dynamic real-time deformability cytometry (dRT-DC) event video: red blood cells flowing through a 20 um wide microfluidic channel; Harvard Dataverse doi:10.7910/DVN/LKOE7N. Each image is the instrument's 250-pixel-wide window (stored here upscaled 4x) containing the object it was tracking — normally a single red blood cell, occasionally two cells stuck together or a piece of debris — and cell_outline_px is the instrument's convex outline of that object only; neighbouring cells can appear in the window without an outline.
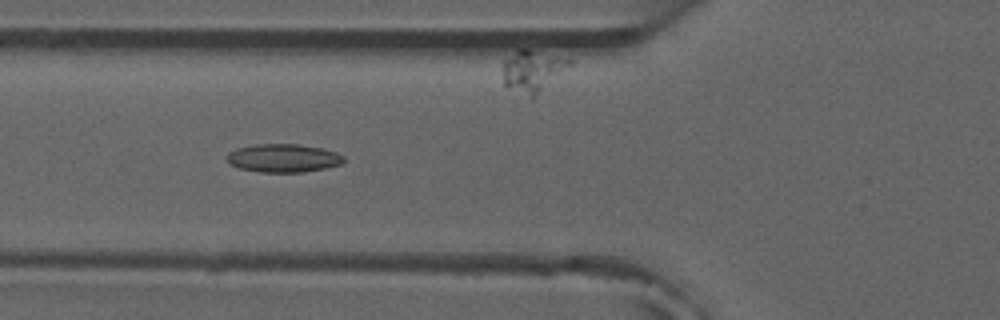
{"species": "common noctule bat (a hibernating species)", "species_latin": "Nyctalus noctula", "temperature_condition": "room temperature", "stored_images_in_passage": 9, "camera_frame_rate_fps": 3000, "um_per_image_px": 0.085, "animal": {"sex": "male", "forearm_length_mm": 52.5}, "frame": {"image": 1, "passage_image": 6, "time_ms": 6.0, "image_size_px": [1000, 320], "cell_outline_px": [[344, 160], [340, 164], [324, 168], [304, 172], [260, 172], [240, 168], [228, 164], [224, 160], [224, 156], [228, 152], [236, 148], [256, 144], [300, 144], [324, 148], [336, 152], [344, 156]], "centroid_in_image_um": [24.02, 13.43], "position_along_channel_um": 101.8, "area_um2": 19.54}}
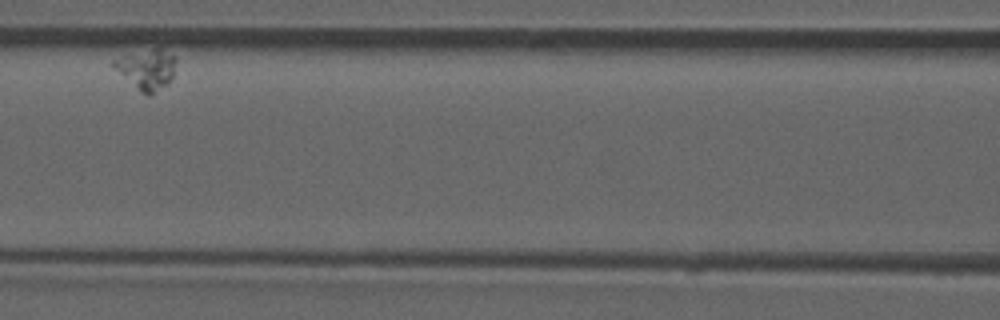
{"frame": {"image": 2, "passage_image": 8, "time_ms": 9.333, "image_size_px": [1000, 320], "cell_outline_px": [[176, 60], [172, 80], [168, 84], [152, 96], [148, 96], [140, 92], [112, 68], [112, 60], [152, 48], [160, 48], [176, 56]], "centroid_in_image_um": [12.49, 5.93], "position_along_channel_um": 154.1, "area_um2": 14.8}}